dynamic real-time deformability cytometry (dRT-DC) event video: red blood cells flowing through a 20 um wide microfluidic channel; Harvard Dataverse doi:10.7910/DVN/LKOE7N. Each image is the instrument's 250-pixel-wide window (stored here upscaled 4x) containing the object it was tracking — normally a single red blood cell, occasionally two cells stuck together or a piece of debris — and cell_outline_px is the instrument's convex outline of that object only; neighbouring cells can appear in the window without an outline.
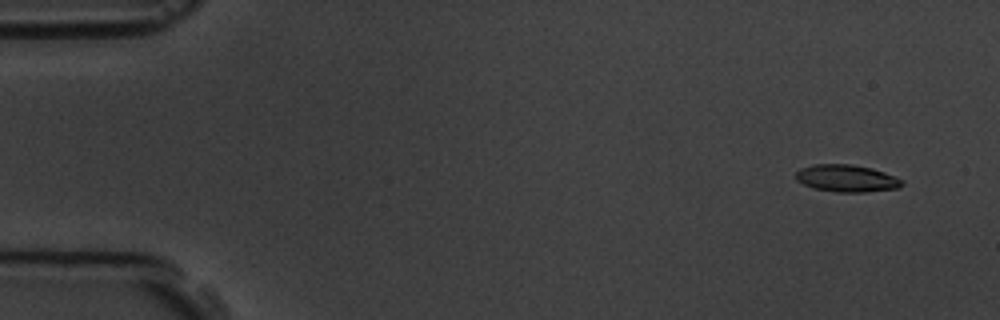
{"species": "common noctule bat (a hibernating species)", "species_latin": "Nyctalus noctula", "temperature_condition": "room temperature", "stored_images_in_passage": 6, "camera_frame_rate_fps": 3000, "um_per_image_px": 0.085, "animal": {"sex": "male", "body_mass_g": 19.5, "forearm_length_mm": 54.6}, "frame": {"image": 1, "passage_image": 1, "time_ms": 0.0, "image_size_px": [1000, 320], "cell_outline_px": [[904, 184], [900, 188], [864, 192], [836, 192], [812, 188], [796, 180], [796, 172], [800, 168], [816, 164], [852, 164], [872, 168], [884, 172], [904, 180]], "centroid_in_image_um": [71.98, 15.16], "position_along_channel_um": 13.0, "area_um2": 16.94}}
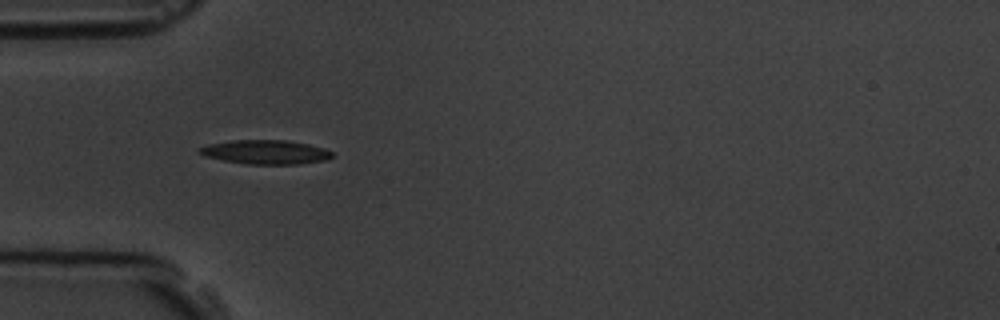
{"frame": {"image": 2, "passage_image": 5, "time_ms": 4.667, "image_size_px": [1000, 320], "cell_outline_px": [[332, 156], [328, 160], [300, 164], [248, 164], [224, 160], [204, 156], [200, 152], [200, 148], [208, 144], [232, 140], [288, 140], [308, 144], [324, 148], [332, 152]], "centroid_in_image_um": [22.62, 12.92], "position_along_channel_um": 62.4, "area_um2": 18.55}}
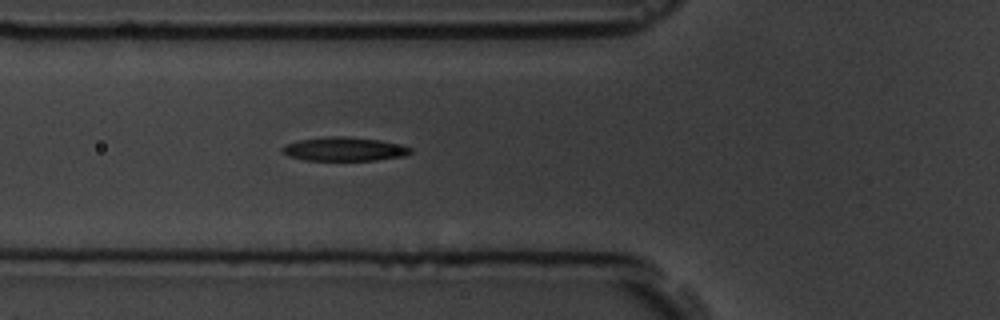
{"frame": {"image": 3, "passage_image": 6, "time_ms": 5.667, "image_size_px": [1000, 320], "cell_outline_px": [[412, 152], [404, 156], [376, 160], [304, 160], [288, 156], [280, 152], [280, 148], [284, 144], [300, 140], [328, 136], [344, 136], [380, 140], [400, 144], [412, 148]], "centroid_in_image_um": [29.23, 12.67], "position_along_channel_um": 96.6, "area_um2": 17.92}}